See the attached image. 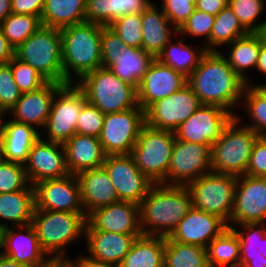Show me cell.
Here are the masks:
<instances>
[{
	"label": "cell",
	"mask_w": 266,
	"mask_h": 267,
	"mask_svg": "<svg viewBox=\"0 0 266 267\" xmlns=\"http://www.w3.org/2000/svg\"><path fill=\"white\" fill-rule=\"evenodd\" d=\"M187 84L202 105H216L231 112L242 99L246 85L220 51H206L198 67L187 77Z\"/></svg>",
	"instance_id": "6da1fadb"
},
{
	"label": "cell",
	"mask_w": 266,
	"mask_h": 267,
	"mask_svg": "<svg viewBox=\"0 0 266 267\" xmlns=\"http://www.w3.org/2000/svg\"><path fill=\"white\" fill-rule=\"evenodd\" d=\"M192 207L186 186L154 184L139 204L142 234L169 237Z\"/></svg>",
	"instance_id": "7a4b0ae2"
},
{
	"label": "cell",
	"mask_w": 266,
	"mask_h": 267,
	"mask_svg": "<svg viewBox=\"0 0 266 267\" xmlns=\"http://www.w3.org/2000/svg\"><path fill=\"white\" fill-rule=\"evenodd\" d=\"M104 25L83 22L60 29L62 38L63 84L75 83L87 73L102 67L101 34Z\"/></svg>",
	"instance_id": "3957f363"
},
{
	"label": "cell",
	"mask_w": 266,
	"mask_h": 267,
	"mask_svg": "<svg viewBox=\"0 0 266 267\" xmlns=\"http://www.w3.org/2000/svg\"><path fill=\"white\" fill-rule=\"evenodd\" d=\"M42 249L51 259L66 258L65 248L85 236V212L39 210L35 207L32 223Z\"/></svg>",
	"instance_id": "277c9868"
},
{
	"label": "cell",
	"mask_w": 266,
	"mask_h": 267,
	"mask_svg": "<svg viewBox=\"0 0 266 267\" xmlns=\"http://www.w3.org/2000/svg\"><path fill=\"white\" fill-rule=\"evenodd\" d=\"M87 102L102 113L126 111L138 106L137 88L119 79L109 68L100 67L85 74L75 83Z\"/></svg>",
	"instance_id": "5b68a950"
},
{
	"label": "cell",
	"mask_w": 266,
	"mask_h": 267,
	"mask_svg": "<svg viewBox=\"0 0 266 267\" xmlns=\"http://www.w3.org/2000/svg\"><path fill=\"white\" fill-rule=\"evenodd\" d=\"M239 121L242 120L236 115L211 145V170L215 173L235 176L246 173L251 152L260 135L249 127L240 126Z\"/></svg>",
	"instance_id": "8992f818"
},
{
	"label": "cell",
	"mask_w": 266,
	"mask_h": 267,
	"mask_svg": "<svg viewBox=\"0 0 266 267\" xmlns=\"http://www.w3.org/2000/svg\"><path fill=\"white\" fill-rule=\"evenodd\" d=\"M15 57L32 66L48 82L63 84L60 29L41 26L15 48Z\"/></svg>",
	"instance_id": "52a82bcc"
},
{
	"label": "cell",
	"mask_w": 266,
	"mask_h": 267,
	"mask_svg": "<svg viewBox=\"0 0 266 267\" xmlns=\"http://www.w3.org/2000/svg\"><path fill=\"white\" fill-rule=\"evenodd\" d=\"M175 133L144 125L130 153L135 165L155 184L163 183L168 174Z\"/></svg>",
	"instance_id": "ba28073f"
},
{
	"label": "cell",
	"mask_w": 266,
	"mask_h": 267,
	"mask_svg": "<svg viewBox=\"0 0 266 267\" xmlns=\"http://www.w3.org/2000/svg\"><path fill=\"white\" fill-rule=\"evenodd\" d=\"M236 183L235 175L211 171L189 182L186 187L191 194L193 207L219 216L229 227Z\"/></svg>",
	"instance_id": "9c48e42d"
},
{
	"label": "cell",
	"mask_w": 266,
	"mask_h": 267,
	"mask_svg": "<svg viewBox=\"0 0 266 267\" xmlns=\"http://www.w3.org/2000/svg\"><path fill=\"white\" fill-rule=\"evenodd\" d=\"M87 103L84 92L75 84L63 85L55 94L44 126L48 141L64 144L74 134L82 107Z\"/></svg>",
	"instance_id": "30bf717a"
},
{
	"label": "cell",
	"mask_w": 266,
	"mask_h": 267,
	"mask_svg": "<svg viewBox=\"0 0 266 267\" xmlns=\"http://www.w3.org/2000/svg\"><path fill=\"white\" fill-rule=\"evenodd\" d=\"M144 125L145 111L139 106L105 114L103 128L98 138L106 155L130 154Z\"/></svg>",
	"instance_id": "8fae6325"
},
{
	"label": "cell",
	"mask_w": 266,
	"mask_h": 267,
	"mask_svg": "<svg viewBox=\"0 0 266 267\" xmlns=\"http://www.w3.org/2000/svg\"><path fill=\"white\" fill-rule=\"evenodd\" d=\"M211 147L175 138L164 185L186 186L211 172Z\"/></svg>",
	"instance_id": "7c38bea8"
},
{
	"label": "cell",
	"mask_w": 266,
	"mask_h": 267,
	"mask_svg": "<svg viewBox=\"0 0 266 267\" xmlns=\"http://www.w3.org/2000/svg\"><path fill=\"white\" fill-rule=\"evenodd\" d=\"M200 106L199 97L186 84L172 95L152 103L145 110V124L154 129L174 132Z\"/></svg>",
	"instance_id": "4fadbf2b"
},
{
	"label": "cell",
	"mask_w": 266,
	"mask_h": 267,
	"mask_svg": "<svg viewBox=\"0 0 266 267\" xmlns=\"http://www.w3.org/2000/svg\"><path fill=\"white\" fill-rule=\"evenodd\" d=\"M102 167L109 174L119 201L139 205L155 184L139 170L130 154L108 155Z\"/></svg>",
	"instance_id": "5bb4252c"
},
{
	"label": "cell",
	"mask_w": 266,
	"mask_h": 267,
	"mask_svg": "<svg viewBox=\"0 0 266 267\" xmlns=\"http://www.w3.org/2000/svg\"><path fill=\"white\" fill-rule=\"evenodd\" d=\"M234 117L222 107L202 105L174 131L175 138L211 147Z\"/></svg>",
	"instance_id": "9a60e30c"
},
{
	"label": "cell",
	"mask_w": 266,
	"mask_h": 267,
	"mask_svg": "<svg viewBox=\"0 0 266 267\" xmlns=\"http://www.w3.org/2000/svg\"><path fill=\"white\" fill-rule=\"evenodd\" d=\"M266 223V178L237 176L231 223Z\"/></svg>",
	"instance_id": "2e32d148"
},
{
	"label": "cell",
	"mask_w": 266,
	"mask_h": 267,
	"mask_svg": "<svg viewBox=\"0 0 266 267\" xmlns=\"http://www.w3.org/2000/svg\"><path fill=\"white\" fill-rule=\"evenodd\" d=\"M34 188L36 208L39 210L84 212L76 175L44 180Z\"/></svg>",
	"instance_id": "e0dca14e"
},
{
	"label": "cell",
	"mask_w": 266,
	"mask_h": 267,
	"mask_svg": "<svg viewBox=\"0 0 266 267\" xmlns=\"http://www.w3.org/2000/svg\"><path fill=\"white\" fill-rule=\"evenodd\" d=\"M24 168L28 181L33 186L44 180L70 174L66 167L64 145L44 140L41 135L33 143Z\"/></svg>",
	"instance_id": "ac0fdd59"
},
{
	"label": "cell",
	"mask_w": 266,
	"mask_h": 267,
	"mask_svg": "<svg viewBox=\"0 0 266 267\" xmlns=\"http://www.w3.org/2000/svg\"><path fill=\"white\" fill-rule=\"evenodd\" d=\"M86 230H103L139 238L143 236L139 205L134 202L119 201L97 208L87 216Z\"/></svg>",
	"instance_id": "d6986e66"
},
{
	"label": "cell",
	"mask_w": 266,
	"mask_h": 267,
	"mask_svg": "<svg viewBox=\"0 0 266 267\" xmlns=\"http://www.w3.org/2000/svg\"><path fill=\"white\" fill-rule=\"evenodd\" d=\"M187 84V77L154 59L137 88L138 106L144 111L155 101L172 95Z\"/></svg>",
	"instance_id": "ffe728a7"
},
{
	"label": "cell",
	"mask_w": 266,
	"mask_h": 267,
	"mask_svg": "<svg viewBox=\"0 0 266 267\" xmlns=\"http://www.w3.org/2000/svg\"><path fill=\"white\" fill-rule=\"evenodd\" d=\"M228 224L219 216L192 207L170 234L173 241L207 248Z\"/></svg>",
	"instance_id": "44dd1931"
},
{
	"label": "cell",
	"mask_w": 266,
	"mask_h": 267,
	"mask_svg": "<svg viewBox=\"0 0 266 267\" xmlns=\"http://www.w3.org/2000/svg\"><path fill=\"white\" fill-rule=\"evenodd\" d=\"M17 228L5 229L2 254L30 267H47L51 258L42 249L33 225L19 226V232L15 230Z\"/></svg>",
	"instance_id": "7402d4cb"
},
{
	"label": "cell",
	"mask_w": 266,
	"mask_h": 267,
	"mask_svg": "<svg viewBox=\"0 0 266 267\" xmlns=\"http://www.w3.org/2000/svg\"><path fill=\"white\" fill-rule=\"evenodd\" d=\"M62 83L47 82L40 89L33 92L22 93L20 99L9 113L18 123L27 124L34 129L44 128L51 111L56 92L63 86Z\"/></svg>",
	"instance_id": "603a6c76"
},
{
	"label": "cell",
	"mask_w": 266,
	"mask_h": 267,
	"mask_svg": "<svg viewBox=\"0 0 266 267\" xmlns=\"http://www.w3.org/2000/svg\"><path fill=\"white\" fill-rule=\"evenodd\" d=\"M40 137L37 129L16 121L4 120L0 115L1 158L7 161L25 164L33 143Z\"/></svg>",
	"instance_id": "cb8c5ba5"
},
{
	"label": "cell",
	"mask_w": 266,
	"mask_h": 267,
	"mask_svg": "<svg viewBox=\"0 0 266 267\" xmlns=\"http://www.w3.org/2000/svg\"><path fill=\"white\" fill-rule=\"evenodd\" d=\"M76 176L80 185L82 206L87 216L97 208L119 202L109 174L103 167L85 170Z\"/></svg>",
	"instance_id": "d4e9b609"
},
{
	"label": "cell",
	"mask_w": 266,
	"mask_h": 267,
	"mask_svg": "<svg viewBox=\"0 0 266 267\" xmlns=\"http://www.w3.org/2000/svg\"><path fill=\"white\" fill-rule=\"evenodd\" d=\"M63 145L66 167L73 175L102 167L107 156L99 138L95 136L74 134Z\"/></svg>",
	"instance_id": "484cf974"
},
{
	"label": "cell",
	"mask_w": 266,
	"mask_h": 267,
	"mask_svg": "<svg viewBox=\"0 0 266 267\" xmlns=\"http://www.w3.org/2000/svg\"><path fill=\"white\" fill-rule=\"evenodd\" d=\"M85 237L89 256L116 266L120 264L136 240L134 235L103 230H86Z\"/></svg>",
	"instance_id": "4316f807"
},
{
	"label": "cell",
	"mask_w": 266,
	"mask_h": 267,
	"mask_svg": "<svg viewBox=\"0 0 266 267\" xmlns=\"http://www.w3.org/2000/svg\"><path fill=\"white\" fill-rule=\"evenodd\" d=\"M141 25V48L154 58H157L163 48L172 40L171 37L175 36L174 34H178V30L171 26V22L162 9L159 11L153 2L141 14Z\"/></svg>",
	"instance_id": "83f0119b"
},
{
	"label": "cell",
	"mask_w": 266,
	"mask_h": 267,
	"mask_svg": "<svg viewBox=\"0 0 266 267\" xmlns=\"http://www.w3.org/2000/svg\"><path fill=\"white\" fill-rule=\"evenodd\" d=\"M151 0H86V22L109 26L127 14H142Z\"/></svg>",
	"instance_id": "f1b7e54d"
},
{
	"label": "cell",
	"mask_w": 266,
	"mask_h": 267,
	"mask_svg": "<svg viewBox=\"0 0 266 267\" xmlns=\"http://www.w3.org/2000/svg\"><path fill=\"white\" fill-rule=\"evenodd\" d=\"M36 207L35 188L29 185L26 189L16 192L0 193V224L9 227L4 220L11 221L17 227L32 223Z\"/></svg>",
	"instance_id": "f546056e"
},
{
	"label": "cell",
	"mask_w": 266,
	"mask_h": 267,
	"mask_svg": "<svg viewBox=\"0 0 266 267\" xmlns=\"http://www.w3.org/2000/svg\"><path fill=\"white\" fill-rule=\"evenodd\" d=\"M165 237L141 236L118 267H164Z\"/></svg>",
	"instance_id": "4dcf8cb0"
},
{
	"label": "cell",
	"mask_w": 266,
	"mask_h": 267,
	"mask_svg": "<svg viewBox=\"0 0 266 267\" xmlns=\"http://www.w3.org/2000/svg\"><path fill=\"white\" fill-rule=\"evenodd\" d=\"M86 0H44L42 26L62 29L86 22Z\"/></svg>",
	"instance_id": "1f68e13d"
},
{
	"label": "cell",
	"mask_w": 266,
	"mask_h": 267,
	"mask_svg": "<svg viewBox=\"0 0 266 267\" xmlns=\"http://www.w3.org/2000/svg\"><path fill=\"white\" fill-rule=\"evenodd\" d=\"M226 46L231 47L230 55L225 57L229 65L247 85H250V79L245 72L249 68L256 69L261 46V33H248Z\"/></svg>",
	"instance_id": "d6a6232c"
},
{
	"label": "cell",
	"mask_w": 266,
	"mask_h": 267,
	"mask_svg": "<svg viewBox=\"0 0 266 267\" xmlns=\"http://www.w3.org/2000/svg\"><path fill=\"white\" fill-rule=\"evenodd\" d=\"M155 58L143 48L127 47L109 69L121 80L139 87L144 74Z\"/></svg>",
	"instance_id": "836d02e7"
},
{
	"label": "cell",
	"mask_w": 266,
	"mask_h": 267,
	"mask_svg": "<svg viewBox=\"0 0 266 267\" xmlns=\"http://www.w3.org/2000/svg\"><path fill=\"white\" fill-rule=\"evenodd\" d=\"M170 41L157 56L161 63L188 77L197 67L201 57L206 53L204 46L198 51L184 43V38L176 42Z\"/></svg>",
	"instance_id": "e575fe53"
},
{
	"label": "cell",
	"mask_w": 266,
	"mask_h": 267,
	"mask_svg": "<svg viewBox=\"0 0 266 267\" xmlns=\"http://www.w3.org/2000/svg\"><path fill=\"white\" fill-rule=\"evenodd\" d=\"M209 267H239V237L231 227H227L207 246Z\"/></svg>",
	"instance_id": "d590c367"
},
{
	"label": "cell",
	"mask_w": 266,
	"mask_h": 267,
	"mask_svg": "<svg viewBox=\"0 0 266 267\" xmlns=\"http://www.w3.org/2000/svg\"><path fill=\"white\" fill-rule=\"evenodd\" d=\"M164 267H209L207 250L165 237Z\"/></svg>",
	"instance_id": "8d00e7d4"
},
{
	"label": "cell",
	"mask_w": 266,
	"mask_h": 267,
	"mask_svg": "<svg viewBox=\"0 0 266 267\" xmlns=\"http://www.w3.org/2000/svg\"><path fill=\"white\" fill-rule=\"evenodd\" d=\"M229 5L216 16L210 34V51H220L216 47L228 45L234 40L248 34Z\"/></svg>",
	"instance_id": "74e56055"
},
{
	"label": "cell",
	"mask_w": 266,
	"mask_h": 267,
	"mask_svg": "<svg viewBox=\"0 0 266 267\" xmlns=\"http://www.w3.org/2000/svg\"><path fill=\"white\" fill-rule=\"evenodd\" d=\"M41 26V19L37 16L11 13L0 24V30L15 49Z\"/></svg>",
	"instance_id": "f35d334b"
},
{
	"label": "cell",
	"mask_w": 266,
	"mask_h": 267,
	"mask_svg": "<svg viewBox=\"0 0 266 267\" xmlns=\"http://www.w3.org/2000/svg\"><path fill=\"white\" fill-rule=\"evenodd\" d=\"M242 100L243 104L245 103L244 110L248 112L251 120V123L245 126L258 135L266 134V95L257 86L246 84Z\"/></svg>",
	"instance_id": "ab89813d"
},
{
	"label": "cell",
	"mask_w": 266,
	"mask_h": 267,
	"mask_svg": "<svg viewBox=\"0 0 266 267\" xmlns=\"http://www.w3.org/2000/svg\"><path fill=\"white\" fill-rule=\"evenodd\" d=\"M228 5L249 33H266V20L255 23L264 10V0H228Z\"/></svg>",
	"instance_id": "60d3db41"
},
{
	"label": "cell",
	"mask_w": 266,
	"mask_h": 267,
	"mask_svg": "<svg viewBox=\"0 0 266 267\" xmlns=\"http://www.w3.org/2000/svg\"><path fill=\"white\" fill-rule=\"evenodd\" d=\"M109 27L129 47L141 48V14H127L114 20Z\"/></svg>",
	"instance_id": "b9f144b4"
},
{
	"label": "cell",
	"mask_w": 266,
	"mask_h": 267,
	"mask_svg": "<svg viewBox=\"0 0 266 267\" xmlns=\"http://www.w3.org/2000/svg\"><path fill=\"white\" fill-rule=\"evenodd\" d=\"M29 185L23 164L0 160V193L24 190Z\"/></svg>",
	"instance_id": "7bdbcfd3"
},
{
	"label": "cell",
	"mask_w": 266,
	"mask_h": 267,
	"mask_svg": "<svg viewBox=\"0 0 266 267\" xmlns=\"http://www.w3.org/2000/svg\"><path fill=\"white\" fill-rule=\"evenodd\" d=\"M8 63L11 65L14 81L22 93L36 91L48 82L32 66L15 56Z\"/></svg>",
	"instance_id": "ee69618b"
},
{
	"label": "cell",
	"mask_w": 266,
	"mask_h": 267,
	"mask_svg": "<svg viewBox=\"0 0 266 267\" xmlns=\"http://www.w3.org/2000/svg\"><path fill=\"white\" fill-rule=\"evenodd\" d=\"M214 21V15L195 9L194 12L189 16L188 20L178 30L177 35L183 36L188 34L193 37L205 36L206 44L204 43V47L206 51H210V34Z\"/></svg>",
	"instance_id": "f6af8a7d"
},
{
	"label": "cell",
	"mask_w": 266,
	"mask_h": 267,
	"mask_svg": "<svg viewBox=\"0 0 266 267\" xmlns=\"http://www.w3.org/2000/svg\"><path fill=\"white\" fill-rule=\"evenodd\" d=\"M22 92L14 81L11 65H0V115H4L15 106Z\"/></svg>",
	"instance_id": "bcb514c9"
},
{
	"label": "cell",
	"mask_w": 266,
	"mask_h": 267,
	"mask_svg": "<svg viewBox=\"0 0 266 267\" xmlns=\"http://www.w3.org/2000/svg\"><path fill=\"white\" fill-rule=\"evenodd\" d=\"M229 227H231L239 237L240 254H254L261 251V239H263L266 234L265 223L255 222L238 225V227L242 229L241 231H238L235 225Z\"/></svg>",
	"instance_id": "7dc6e473"
},
{
	"label": "cell",
	"mask_w": 266,
	"mask_h": 267,
	"mask_svg": "<svg viewBox=\"0 0 266 267\" xmlns=\"http://www.w3.org/2000/svg\"><path fill=\"white\" fill-rule=\"evenodd\" d=\"M105 114L96 106L86 103L80 112L76 125V134L99 137L103 128Z\"/></svg>",
	"instance_id": "c3c4849f"
},
{
	"label": "cell",
	"mask_w": 266,
	"mask_h": 267,
	"mask_svg": "<svg viewBox=\"0 0 266 267\" xmlns=\"http://www.w3.org/2000/svg\"><path fill=\"white\" fill-rule=\"evenodd\" d=\"M128 46L120 39L114 30L109 26L102 27L101 34V59L102 67L109 68L114 64L120 53Z\"/></svg>",
	"instance_id": "681fc988"
},
{
	"label": "cell",
	"mask_w": 266,
	"mask_h": 267,
	"mask_svg": "<svg viewBox=\"0 0 266 267\" xmlns=\"http://www.w3.org/2000/svg\"><path fill=\"white\" fill-rule=\"evenodd\" d=\"M162 3V11L177 30L195 10V3L192 0H162Z\"/></svg>",
	"instance_id": "f907efd6"
},
{
	"label": "cell",
	"mask_w": 266,
	"mask_h": 267,
	"mask_svg": "<svg viewBox=\"0 0 266 267\" xmlns=\"http://www.w3.org/2000/svg\"><path fill=\"white\" fill-rule=\"evenodd\" d=\"M245 175L266 178V142L261 137L254 144Z\"/></svg>",
	"instance_id": "816d5d0a"
},
{
	"label": "cell",
	"mask_w": 266,
	"mask_h": 267,
	"mask_svg": "<svg viewBox=\"0 0 266 267\" xmlns=\"http://www.w3.org/2000/svg\"><path fill=\"white\" fill-rule=\"evenodd\" d=\"M12 12L37 16L41 19L44 0H11Z\"/></svg>",
	"instance_id": "f5cc1de1"
},
{
	"label": "cell",
	"mask_w": 266,
	"mask_h": 267,
	"mask_svg": "<svg viewBox=\"0 0 266 267\" xmlns=\"http://www.w3.org/2000/svg\"><path fill=\"white\" fill-rule=\"evenodd\" d=\"M227 5L228 0H197L195 9L216 16Z\"/></svg>",
	"instance_id": "db71d44e"
},
{
	"label": "cell",
	"mask_w": 266,
	"mask_h": 267,
	"mask_svg": "<svg viewBox=\"0 0 266 267\" xmlns=\"http://www.w3.org/2000/svg\"><path fill=\"white\" fill-rule=\"evenodd\" d=\"M66 259L74 266V267H118L114 264L105 263L100 260H96L91 256L81 255L73 261L70 258L66 257Z\"/></svg>",
	"instance_id": "11a10c76"
},
{
	"label": "cell",
	"mask_w": 266,
	"mask_h": 267,
	"mask_svg": "<svg viewBox=\"0 0 266 267\" xmlns=\"http://www.w3.org/2000/svg\"><path fill=\"white\" fill-rule=\"evenodd\" d=\"M239 267H266V258L259 253L240 254Z\"/></svg>",
	"instance_id": "9f6ffc18"
},
{
	"label": "cell",
	"mask_w": 266,
	"mask_h": 267,
	"mask_svg": "<svg viewBox=\"0 0 266 267\" xmlns=\"http://www.w3.org/2000/svg\"><path fill=\"white\" fill-rule=\"evenodd\" d=\"M15 56V49L0 30V65L8 63Z\"/></svg>",
	"instance_id": "6f0895ef"
},
{
	"label": "cell",
	"mask_w": 266,
	"mask_h": 267,
	"mask_svg": "<svg viewBox=\"0 0 266 267\" xmlns=\"http://www.w3.org/2000/svg\"><path fill=\"white\" fill-rule=\"evenodd\" d=\"M256 69L266 74V33H261V46Z\"/></svg>",
	"instance_id": "680465c9"
},
{
	"label": "cell",
	"mask_w": 266,
	"mask_h": 267,
	"mask_svg": "<svg viewBox=\"0 0 266 267\" xmlns=\"http://www.w3.org/2000/svg\"><path fill=\"white\" fill-rule=\"evenodd\" d=\"M11 0H0V24L11 14Z\"/></svg>",
	"instance_id": "91938a15"
},
{
	"label": "cell",
	"mask_w": 266,
	"mask_h": 267,
	"mask_svg": "<svg viewBox=\"0 0 266 267\" xmlns=\"http://www.w3.org/2000/svg\"><path fill=\"white\" fill-rule=\"evenodd\" d=\"M0 267H30L28 265L18 263L8 256L0 254Z\"/></svg>",
	"instance_id": "94428289"
},
{
	"label": "cell",
	"mask_w": 266,
	"mask_h": 267,
	"mask_svg": "<svg viewBox=\"0 0 266 267\" xmlns=\"http://www.w3.org/2000/svg\"><path fill=\"white\" fill-rule=\"evenodd\" d=\"M47 267H74L66 258L51 259Z\"/></svg>",
	"instance_id": "6125c7cd"
},
{
	"label": "cell",
	"mask_w": 266,
	"mask_h": 267,
	"mask_svg": "<svg viewBox=\"0 0 266 267\" xmlns=\"http://www.w3.org/2000/svg\"><path fill=\"white\" fill-rule=\"evenodd\" d=\"M5 229L6 227L2 226L0 224V254H2V249L1 248H4V234H5Z\"/></svg>",
	"instance_id": "be15d7a7"
},
{
	"label": "cell",
	"mask_w": 266,
	"mask_h": 267,
	"mask_svg": "<svg viewBox=\"0 0 266 267\" xmlns=\"http://www.w3.org/2000/svg\"><path fill=\"white\" fill-rule=\"evenodd\" d=\"M262 255L266 258V234L261 239V251Z\"/></svg>",
	"instance_id": "e7e4bbea"
},
{
	"label": "cell",
	"mask_w": 266,
	"mask_h": 267,
	"mask_svg": "<svg viewBox=\"0 0 266 267\" xmlns=\"http://www.w3.org/2000/svg\"><path fill=\"white\" fill-rule=\"evenodd\" d=\"M257 86L265 95H266V85L265 84H259V85H253Z\"/></svg>",
	"instance_id": "03108f58"
},
{
	"label": "cell",
	"mask_w": 266,
	"mask_h": 267,
	"mask_svg": "<svg viewBox=\"0 0 266 267\" xmlns=\"http://www.w3.org/2000/svg\"><path fill=\"white\" fill-rule=\"evenodd\" d=\"M260 137L266 142V134H262Z\"/></svg>",
	"instance_id": "003e7915"
}]
</instances>
